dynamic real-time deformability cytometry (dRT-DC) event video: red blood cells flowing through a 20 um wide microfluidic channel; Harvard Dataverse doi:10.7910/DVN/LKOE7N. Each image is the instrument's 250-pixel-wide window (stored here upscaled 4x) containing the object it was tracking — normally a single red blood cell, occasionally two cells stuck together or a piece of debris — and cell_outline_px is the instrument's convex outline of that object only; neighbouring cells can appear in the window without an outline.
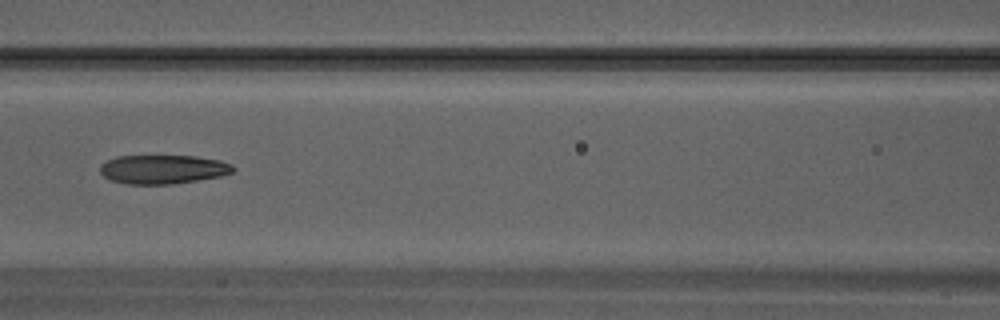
{"species": "Egyptian fruit bat (a non-hibernating species)", "species_latin": "Rousettus aegyptiacus", "temperature_condition": "warm", "stored_images_in_passage": 33, "camera_frame_rate_fps": 3000, "um_per_image_px": 0.085, "animal": {"sex": "male"}, "frame": {"image": 1, "passage_image": 15, "time_ms": 4.667, "image_size_px": [1000, 320], "cell_outline_px": [[236, 168], [232, 172], [220, 176], [172, 184], [128, 184], [112, 180], [104, 176], [100, 172], [100, 164], [116, 156], [196, 156], [220, 160], [232, 164]], "centroid_in_image_um": [13.86, 14.38], "position_along_channel_um": 152.7, "area_um2": 22.37}}
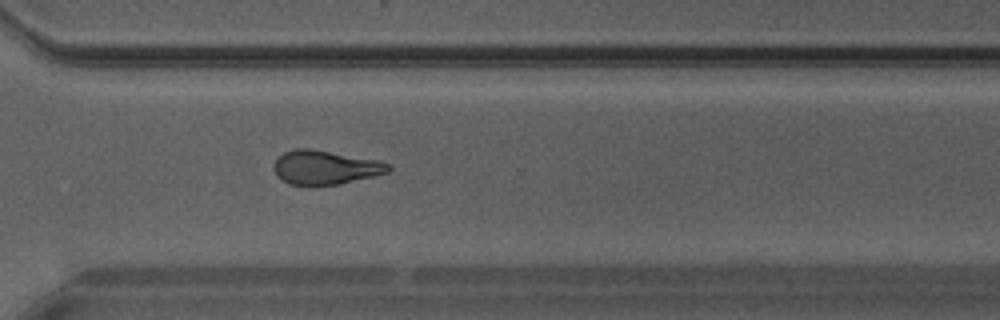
{"frame": {"image": 2, "passage_image": 24, "time_ms": 7.667, "image_size_px": [1000, 320], "cell_outline_px": [[392, 168], [388, 172], [340, 184], [312, 188], [308, 188], [288, 184], [276, 176], [272, 168], [272, 164], [284, 152], [296, 148], [312, 148], [376, 160], [392, 164]], "centroid_in_image_um": [27.58, 14.27], "position_along_channel_um": 343.0, "area_um2": 23.41}}
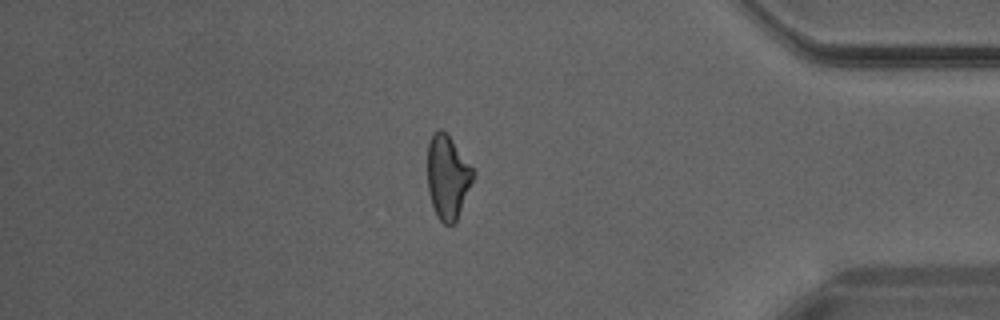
{"frame": {"image": 3, "passage_image": 28, "time_ms": 9.0, "image_size_px": [1000, 320], "cell_outline_px": [[476, 172], [456, 220], [452, 224], [444, 224], [436, 216], [428, 192], [428, 144], [432, 136], [440, 128], [448, 136]], "centroid_in_image_um": [38.04, 15.07], "position_along_channel_um": 397.2, "area_um2": 21.73}}